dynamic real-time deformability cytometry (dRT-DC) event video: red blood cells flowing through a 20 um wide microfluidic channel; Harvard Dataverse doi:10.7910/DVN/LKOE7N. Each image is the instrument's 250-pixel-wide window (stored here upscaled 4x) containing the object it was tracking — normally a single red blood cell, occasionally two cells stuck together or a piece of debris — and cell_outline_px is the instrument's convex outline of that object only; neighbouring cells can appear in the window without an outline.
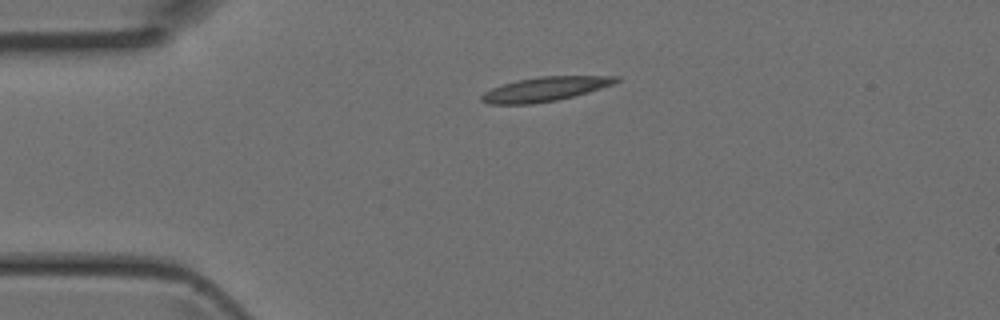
{"species": "Egyptian fruit bat (a non-hibernating species)", "species_latin": "Rousettus aegyptiacus", "temperature_condition": "room temperature", "stored_images_in_passage": 5, "camera_frame_rate_fps": 3000, "um_per_image_px": 0.085, "animal": {"sex": "female"}, "frame": {"image": 1, "passage_image": 5, "time_ms": 1.333, "image_size_px": [1000, 320], "cell_outline_px": [[620, 80], [612, 84], [588, 92], [556, 100], [532, 104], [488, 104], [480, 100], [480, 96], [484, 92], [492, 88], [516, 80], [540, 76], [620, 76]], "centroid_in_image_um": [46.29, 7.57], "position_along_channel_um": 38.7, "area_um2": 18.9}}